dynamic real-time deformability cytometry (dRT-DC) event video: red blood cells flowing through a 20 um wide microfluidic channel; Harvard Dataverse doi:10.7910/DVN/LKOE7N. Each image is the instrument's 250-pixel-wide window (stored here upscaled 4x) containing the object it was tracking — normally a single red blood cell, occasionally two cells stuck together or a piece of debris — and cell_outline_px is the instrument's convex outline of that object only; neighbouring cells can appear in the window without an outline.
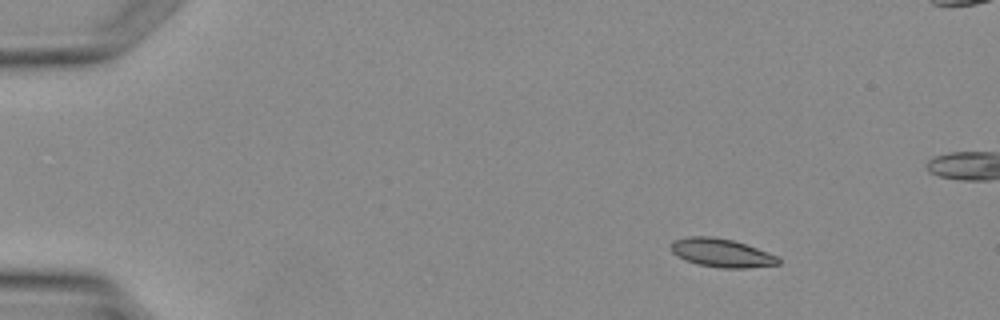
{"species": "Egyptian fruit bat (a non-hibernating species)", "species_latin": "Rousettus aegyptiacus", "temperature_condition": "warm", "stored_images_in_passage": 3, "camera_frame_rate_fps": 3000, "um_per_image_px": 0.085, "animal": {"sex": "female"}, "frame": {"image": 1, "passage_image": 1, "time_ms": 0.0, "image_size_px": [1000, 320], "cell_outline_px": [[780, 264], [744, 268], [724, 268], [700, 264], [688, 260], [672, 252], [672, 240], [688, 236], [712, 236], [732, 240], [780, 256]], "centroid_in_image_um": [61.37, 21.48], "position_along_channel_um": 23.6, "area_um2": 17.51}}